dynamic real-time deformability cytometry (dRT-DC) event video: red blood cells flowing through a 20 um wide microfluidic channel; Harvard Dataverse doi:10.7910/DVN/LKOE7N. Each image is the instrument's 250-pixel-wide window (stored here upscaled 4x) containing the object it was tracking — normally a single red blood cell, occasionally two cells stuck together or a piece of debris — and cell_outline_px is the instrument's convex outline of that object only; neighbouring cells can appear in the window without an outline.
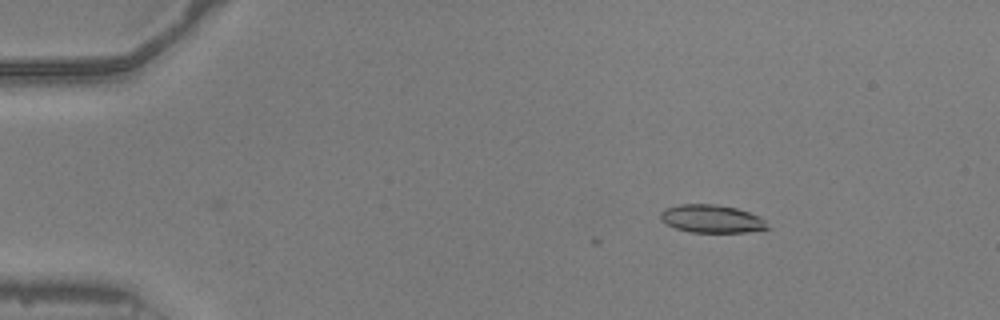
{"species": "common noctule bat (a hibernating species)", "species_latin": "Nyctalus noctula", "temperature_condition": "warm", "stored_images_in_passage": 3, "camera_frame_rate_fps": 3000, "um_per_image_px": 0.085, "animal": {"sex": "male", "body_mass_g": 20.5, "forearm_length_mm": 52.5}, "frame": {"image": 1, "passage_image": 1, "time_ms": 0.0, "image_size_px": [1000, 320], "cell_outline_px": [[772, 228], [744, 232], [688, 232], [676, 228], [660, 220], [660, 212], [664, 208], [680, 204], [712, 204], [736, 208], [760, 216]], "centroid_in_image_um": [60.48, 18.6], "position_along_channel_um": 24.5, "area_um2": 17.46}}